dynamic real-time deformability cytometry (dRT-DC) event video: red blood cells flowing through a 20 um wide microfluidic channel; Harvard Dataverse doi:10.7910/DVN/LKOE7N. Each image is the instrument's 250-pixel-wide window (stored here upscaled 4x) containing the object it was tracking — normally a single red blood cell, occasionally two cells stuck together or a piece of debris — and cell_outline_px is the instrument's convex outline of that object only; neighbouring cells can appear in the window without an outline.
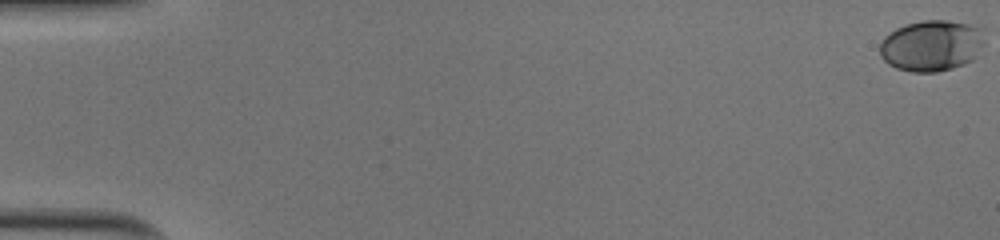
{"species": "human", "species_latin": "Homo sapiens", "temperature_condition": "cold", "stored_images_in_passage": 48, "camera_frame_rate_fps": 3000, "um_per_image_px": 0.085, "donor": {"sex": "male"}, "frame": {"image": 1, "passage_image": 1, "time_ms": 0.0, "image_size_px": [1000, 240], "cell_outline_px": [[984, 44], [976, 56], [972, 60], [964, 64], [952, 68], [936, 72], [912, 72], [896, 68], [888, 64], [880, 56], [880, 40], [888, 32], [904, 24], [924, 20], [948, 20], [968, 24], [984, 28]], "centroid_in_image_um": [79.18, 3.86], "position_along_channel_um": 5.8, "area_um2": 31.67}}
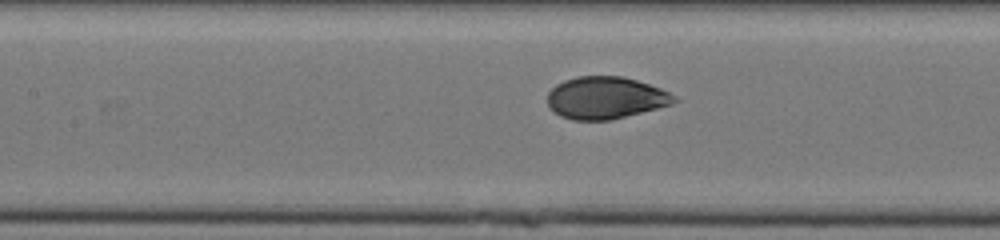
{"frame": {"image": 2, "passage_image": 26, "time_ms": 8.333, "image_size_px": [1000, 240], "cell_outline_px": [[680, 100], [672, 104], [612, 120], [572, 120], [560, 116], [548, 104], [548, 92], [556, 84], [564, 80], [576, 76], [624, 76], [660, 88], [676, 96]], "centroid_in_image_um": [51.48, 8.31], "position_along_channel_um": 155.9, "area_um2": 31.15}}
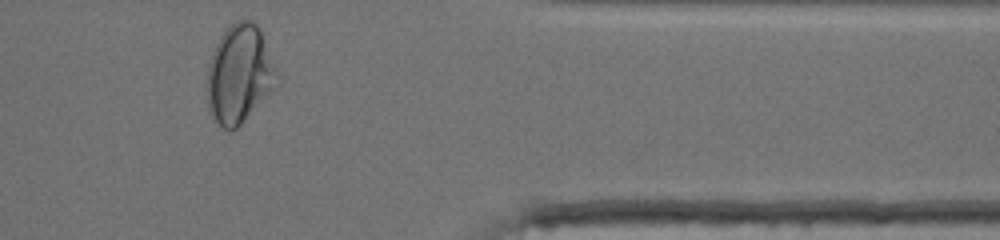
{"frame": {"image": 3, "passage_image": 45, "time_ms": 14.667, "image_size_px": [1000, 240], "cell_outline_px": [[280, 84], [232, 132], [224, 128], [212, 120], [208, 108], [208, 64], [212, 52], [220, 36], [236, 20], [252, 20], [260, 28], [280, 76]], "centroid_in_image_um": [20.38, 6.32], "position_along_channel_um": 391.0, "area_um2": 40.34}, "authors_computed_cell_mechanics": {"area_um2": 31.6166, "velocity_mm_per_s": 3.9967, "shape_relaxation_time_tau1_ms": 5.6669, "shape_relaxation_time_tau2_ms": null, "deformation_change_tau1": 0.169, "deformation_change_tau2": null}}